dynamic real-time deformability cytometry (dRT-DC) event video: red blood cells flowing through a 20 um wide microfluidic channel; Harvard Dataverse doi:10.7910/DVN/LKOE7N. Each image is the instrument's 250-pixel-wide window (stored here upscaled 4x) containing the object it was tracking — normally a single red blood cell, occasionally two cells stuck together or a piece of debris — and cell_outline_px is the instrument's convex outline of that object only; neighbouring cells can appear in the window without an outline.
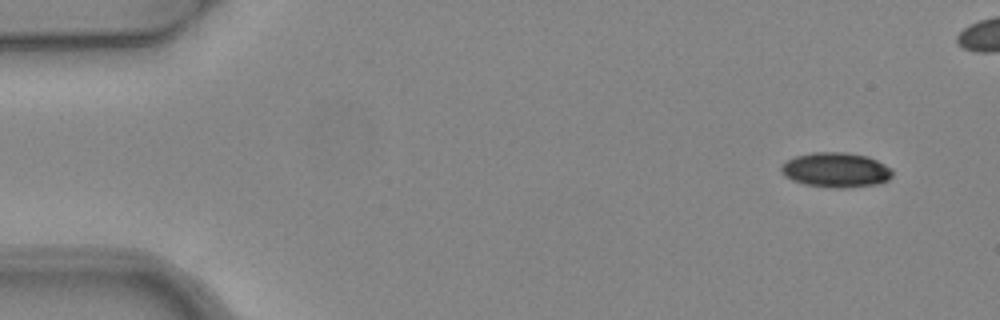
{"species": "common noctule bat (a hibernating species)", "species_latin": "Nyctalus noctula", "temperature_condition": "warm", "stored_images_in_passage": 4, "camera_frame_rate_fps": 3000, "um_per_image_px": 0.085, "animal": {"sex": "female", "body_mass_g": 24.6, "forearm_length_mm": 56.2}, "frame": {"image": 1, "passage_image": 1, "time_ms": 0.0, "image_size_px": [1000, 320], "cell_outline_px": [[892, 176], [888, 180], [876, 184], [844, 188], [832, 188], [804, 184], [792, 180], [784, 176], [780, 172], [780, 168], [788, 160], [796, 156], [812, 152], [844, 152], [868, 156], [892, 168]], "centroid_in_image_um": [71.05, 14.45], "position_along_channel_um": 14.0, "area_um2": 22.6}}